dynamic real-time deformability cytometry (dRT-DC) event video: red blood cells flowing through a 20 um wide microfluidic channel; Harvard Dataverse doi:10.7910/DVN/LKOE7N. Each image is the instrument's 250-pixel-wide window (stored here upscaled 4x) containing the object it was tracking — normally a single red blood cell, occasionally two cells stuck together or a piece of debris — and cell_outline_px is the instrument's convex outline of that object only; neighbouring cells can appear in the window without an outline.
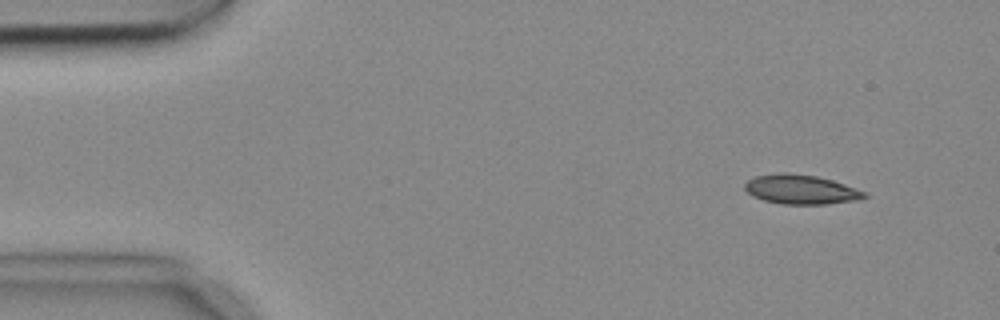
{"species": "common noctule bat (a hibernating species)", "species_latin": "Nyctalus noctula", "temperature_condition": "cold", "stored_images_in_passage": 3, "camera_frame_rate_fps": 3000, "um_per_image_px": 0.085, "animal": {"sex": "female", "body_mass_g": 18.4}, "frame": {"image": 1, "passage_image": 1, "time_ms": 0.0, "image_size_px": [1000, 320], "cell_outline_px": [[868, 196], [860, 200], [824, 204], [780, 204], [764, 200], [752, 196], [744, 188], [744, 184], [748, 180], [756, 176], [780, 172], [788, 172], [816, 176], [832, 180], [868, 192]], "centroid_in_image_um": [68.1, 16.1], "position_along_channel_um": 16.9, "area_um2": 20.63}}
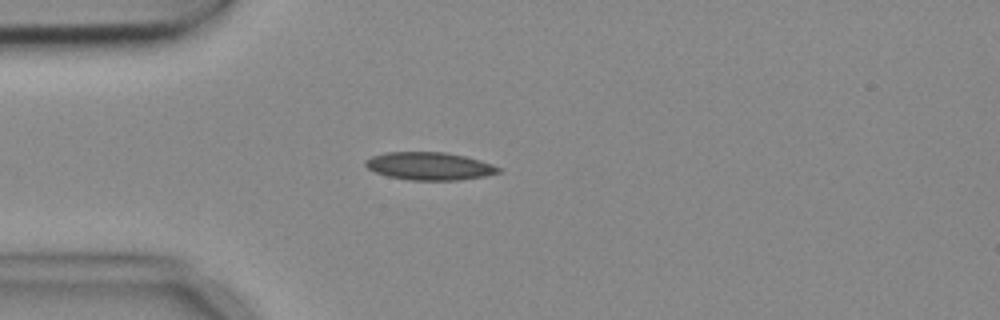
{"frame": {"image": 2, "passage_image": 3, "time_ms": 0.667, "image_size_px": [1000, 320], "cell_outline_px": [[504, 168], [500, 172], [484, 176], [460, 180], [412, 180], [388, 176], [376, 172], [368, 168], [364, 164], [364, 160], [372, 156], [384, 152], [444, 152], [464, 156], [480, 160]], "centroid_in_image_um": [36.52, 14.11], "position_along_channel_um": 48.5, "area_um2": 21.56}}